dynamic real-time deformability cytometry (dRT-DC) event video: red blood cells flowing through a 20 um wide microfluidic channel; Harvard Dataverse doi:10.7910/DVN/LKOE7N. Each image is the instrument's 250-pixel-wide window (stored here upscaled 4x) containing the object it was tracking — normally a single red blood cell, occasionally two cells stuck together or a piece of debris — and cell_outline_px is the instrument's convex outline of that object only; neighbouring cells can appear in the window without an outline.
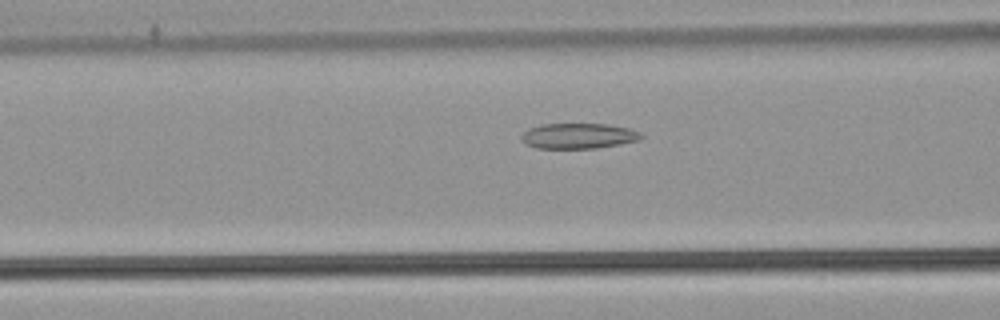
{"species": "common noctule bat (a hibernating species)", "species_latin": "Nyctalus noctula", "temperature_condition": "warm", "stored_images_in_passage": 47, "camera_frame_rate_fps": 3000, "um_per_image_px": 0.085, "animal": {"sex": "male", "body_mass_g": 21.5, "forearm_length_mm": 52.0}, "frame": {"image": 1, "passage_image": 16, "time_ms": 5.0, "image_size_px": [1000, 320], "cell_outline_px": [[644, 136], [640, 140], [620, 144], [596, 148], [536, 148], [524, 144], [520, 136], [528, 128], [540, 124], [608, 124], [632, 128], [640, 132]], "centroid_in_image_um": [49.18, 11.55], "position_along_channel_um": 117.4, "area_um2": 17.98}}
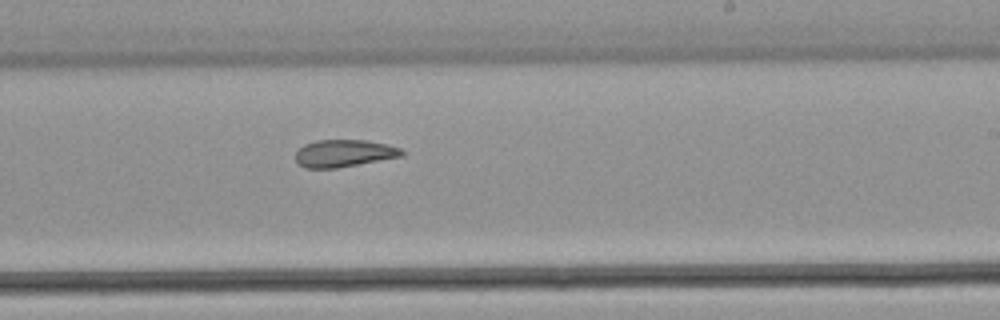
{"frame": {"image": 2, "passage_image": 27, "time_ms": 8.667, "image_size_px": [1000, 320], "cell_outline_px": [[404, 156], [336, 168], [304, 168], [296, 164], [296, 152], [304, 144], [316, 140], [368, 140], [388, 144], [400, 148], [404, 152]], "centroid_in_image_um": [29.24, 13.03], "position_along_channel_um": 259.8, "area_um2": 17.05}}
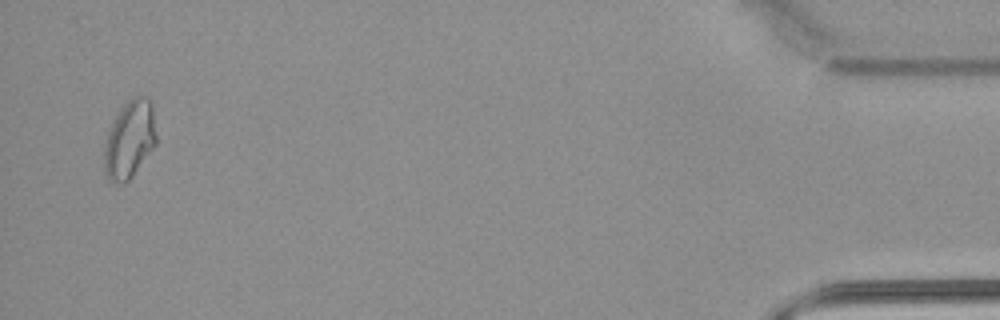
{"frame": {"image": 3, "passage_image": 46, "time_ms": 15.0, "image_size_px": [1000, 320], "cell_outline_px": [[156, 144], [132, 176], [124, 184], [112, 184], [108, 180], [104, 168], [104, 144], [108, 128], [112, 120], [120, 108], [132, 96], [148, 96], [152, 104], [156, 136]], "centroid_in_image_um": [10.99, 11.85], "position_along_channel_um": 424.2, "area_um2": 23.99}, "authors_computed_cell_mechanics": {"area_um2": 19.4208, "velocity_mm_per_s": 3.8898, "shape_relaxation_time_tau1_ms": null, "shape_relaxation_time_tau2_ms": 4.6869, "deformation_change_tau1": null, "deformation_change_tau2": 0.1028}}